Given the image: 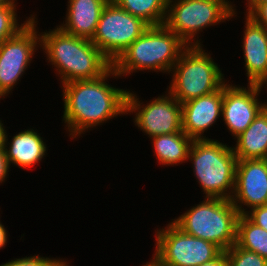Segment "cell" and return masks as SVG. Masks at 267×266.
<instances>
[{"label":"cell","mask_w":267,"mask_h":266,"mask_svg":"<svg viewBox=\"0 0 267 266\" xmlns=\"http://www.w3.org/2000/svg\"><path fill=\"white\" fill-rule=\"evenodd\" d=\"M198 266H227V256L225 251H222L216 258L209 262H205Z\"/></svg>","instance_id":"cell-28"},{"label":"cell","mask_w":267,"mask_h":266,"mask_svg":"<svg viewBox=\"0 0 267 266\" xmlns=\"http://www.w3.org/2000/svg\"><path fill=\"white\" fill-rule=\"evenodd\" d=\"M111 78H121L113 67L99 78L60 85L64 107L62 121L70 141L110 119L126 115L128 89L108 84Z\"/></svg>","instance_id":"cell-1"},{"label":"cell","mask_w":267,"mask_h":266,"mask_svg":"<svg viewBox=\"0 0 267 266\" xmlns=\"http://www.w3.org/2000/svg\"><path fill=\"white\" fill-rule=\"evenodd\" d=\"M165 93L145 104L128 89L126 114L134 113V125L149 138L182 131L181 103L168 90Z\"/></svg>","instance_id":"cell-11"},{"label":"cell","mask_w":267,"mask_h":266,"mask_svg":"<svg viewBox=\"0 0 267 266\" xmlns=\"http://www.w3.org/2000/svg\"><path fill=\"white\" fill-rule=\"evenodd\" d=\"M16 4H18V2L15 1V0H0V7H4V6H18Z\"/></svg>","instance_id":"cell-32"},{"label":"cell","mask_w":267,"mask_h":266,"mask_svg":"<svg viewBox=\"0 0 267 266\" xmlns=\"http://www.w3.org/2000/svg\"><path fill=\"white\" fill-rule=\"evenodd\" d=\"M10 165L8 163L7 157L5 155V151L0 148V185L5 183L7 178L9 177Z\"/></svg>","instance_id":"cell-27"},{"label":"cell","mask_w":267,"mask_h":266,"mask_svg":"<svg viewBox=\"0 0 267 266\" xmlns=\"http://www.w3.org/2000/svg\"><path fill=\"white\" fill-rule=\"evenodd\" d=\"M248 16L267 30V2L259 4Z\"/></svg>","instance_id":"cell-26"},{"label":"cell","mask_w":267,"mask_h":266,"mask_svg":"<svg viewBox=\"0 0 267 266\" xmlns=\"http://www.w3.org/2000/svg\"><path fill=\"white\" fill-rule=\"evenodd\" d=\"M155 229V249L151 257L159 266H198L216 258L222 250L214 243L196 238L172 221Z\"/></svg>","instance_id":"cell-8"},{"label":"cell","mask_w":267,"mask_h":266,"mask_svg":"<svg viewBox=\"0 0 267 266\" xmlns=\"http://www.w3.org/2000/svg\"><path fill=\"white\" fill-rule=\"evenodd\" d=\"M230 200L240 215L267 205V159L238 160Z\"/></svg>","instance_id":"cell-13"},{"label":"cell","mask_w":267,"mask_h":266,"mask_svg":"<svg viewBox=\"0 0 267 266\" xmlns=\"http://www.w3.org/2000/svg\"><path fill=\"white\" fill-rule=\"evenodd\" d=\"M4 125L5 124L2 123V119H0V148L3 147L5 131L7 130Z\"/></svg>","instance_id":"cell-31"},{"label":"cell","mask_w":267,"mask_h":266,"mask_svg":"<svg viewBox=\"0 0 267 266\" xmlns=\"http://www.w3.org/2000/svg\"><path fill=\"white\" fill-rule=\"evenodd\" d=\"M265 85V86H264ZM261 89L265 88L267 89V77L264 79V81L260 84ZM267 92V91H266ZM267 101V100H266Z\"/></svg>","instance_id":"cell-34"},{"label":"cell","mask_w":267,"mask_h":266,"mask_svg":"<svg viewBox=\"0 0 267 266\" xmlns=\"http://www.w3.org/2000/svg\"><path fill=\"white\" fill-rule=\"evenodd\" d=\"M203 47L187 46L170 71L172 80L166 89L181 104L217 91L227 82L220 65Z\"/></svg>","instance_id":"cell-6"},{"label":"cell","mask_w":267,"mask_h":266,"mask_svg":"<svg viewBox=\"0 0 267 266\" xmlns=\"http://www.w3.org/2000/svg\"><path fill=\"white\" fill-rule=\"evenodd\" d=\"M1 217V216H0ZM8 231L0 219V250L5 248L8 239Z\"/></svg>","instance_id":"cell-29"},{"label":"cell","mask_w":267,"mask_h":266,"mask_svg":"<svg viewBox=\"0 0 267 266\" xmlns=\"http://www.w3.org/2000/svg\"><path fill=\"white\" fill-rule=\"evenodd\" d=\"M246 216L257 226L267 231V205L253 208Z\"/></svg>","instance_id":"cell-25"},{"label":"cell","mask_w":267,"mask_h":266,"mask_svg":"<svg viewBox=\"0 0 267 266\" xmlns=\"http://www.w3.org/2000/svg\"><path fill=\"white\" fill-rule=\"evenodd\" d=\"M233 3L230 0H168L164 25L187 46L203 45L199 39L203 29L237 17Z\"/></svg>","instance_id":"cell-7"},{"label":"cell","mask_w":267,"mask_h":266,"mask_svg":"<svg viewBox=\"0 0 267 266\" xmlns=\"http://www.w3.org/2000/svg\"><path fill=\"white\" fill-rule=\"evenodd\" d=\"M65 261V258H50L43 257L42 255L25 256L22 258H15L9 260L6 263H2L0 266H60Z\"/></svg>","instance_id":"cell-24"},{"label":"cell","mask_w":267,"mask_h":266,"mask_svg":"<svg viewBox=\"0 0 267 266\" xmlns=\"http://www.w3.org/2000/svg\"><path fill=\"white\" fill-rule=\"evenodd\" d=\"M150 140L159 165L174 167L188 162V153L193 139L183 131L163 134Z\"/></svg>","instance_id":"cell-19"},{"label":"cell","mask_w":267,"mask_h":266,"mask_svg":"<svg viewBox=\"0 0 267 266\" xmlns=\"http://www.w3.org/2000/svg\"><path fill=\"white\" fill-rule=\"evenodd\" d=\"M187 45L165 25L149 26L112 64L120 77L148 71L170 74Z\"/></svg>","instance_id":"cell-3"},{"label":"cell","mask_w":267,"mask_h":266,"mask_svg":"<svg viewBox=\"0 0 267 266\" xmlns=\"http://www.w3.org/2000/svg\"><path fill=\"white\" fill-rule=\"evenodd\" d=\"M39 34L40 50L46 56V62L54 67L60 85L99 78L112 67L89 39L70 35L58 26Z\"/></svg>","instance_id":"cell-2"},{"label":"cell","mask_w":267,"mask_h":266,"mask_svg":"<svg viewBox=\"0 0 267 266\" xmlns=\"http://www.w3.org/2000/svg\"><path fill=\"white\" fill-rule=\"evenodd\" d=\"M109 1L68 0L65 20L57 26L70 35L91 40L102 11Z\"/></svg>","instance_id":"cell-17"},{"label":"cell","mask_w":267,"mask_h":266,"mask_svg":"<svg viewBox=\"0 0 267 266\" xmlns=\"http://www.w3.org/2000/svg\"><path fill=\"white\" fill-rule=\"evenodd\" d=\"M149 25L110 0L102 11L90 40L113 64Z\"/></svg>","instance_id":"cell-9"},{"label":"cell","mask_w":267,"mask_h":266,"mask_svg":"<svg viewBox=\"0 0 267 266\" xmlns=\"http://www.w3.org/2000/svg\"><path fill=\"white\" fill-rule=\"evenodd\" d=\"M234 141L238 160L267 159V105Z\"/></svg>","instance_id":"cell-18"},{"label":"cell","mask_w":267,"mask_h":266,"mask_svg":"<svg viewBox=\"0 0 267 266\" xmlns=\"http://www.w3.org/2000/svg\"><path fill=\"white\" fill-rule=\"evenodd\" d=\"M68 260L65 259V261L60 266H70V262H67Z\"/></svg>","instance_id":"cell-35"},{"label":"cell","mask_w":267,"mask_h":266,"mask_svg":"<svg viewBox=\"0 0 267 266\" xmlns=\"http://www.w3.org/2000/svg\"><path fill=\"white\" fill-rule=\"evenodd\" d=\"M239 211L229 199L208 198L171 221L183 232L226 251L236 243Z\"/></svg>","instance_id":"cell-5"},{"label":"cell","mask_w":267,"mask_h":266,"mask_svg":"<svg viewBox=\"0 0 267 266\" xmlns=\"http://www.w3.org/2000/svg\"><path fill=\"white\" fill-rule=\"evenodd\" d=\"M229 83L228 80L223 85L222 117L225 127L235 139L266 107L267 101L259 98L263 91L260 84L247 83V87H244Z\"/></svg>","instance_id":"cell-12"},{"label":"cell","mask_w":267,"mask_h":266,"mask_svg":"<svg viewBox=\"0 0 267 266\" xmlns=\"http://www.w3.org/2000/svg\"><path fill=\"white\" fill-rule=\"evenodd\" d=\"M142 266H159L154 260L150 259V261L146 262V264H142Z\"/></svg>","instance_id":"cell-33"},{"label":"cell","mask_w":267,"mask_h":266,"mask_svg":"<svg viewBox=\"0 0 267 266\" xmlns=\"http://www.w3.org/2000/svg\"><path fill=\"white\" fill-rule=\"evenodd\" d=\"M17 8L18 6L0 7V44L16 35L33 17V14H31L29 17H26L23 23L19 24V19L21 18L17 15V10H19Z\"/></svg>","instance_id":"cell-22"},{"label":"cell","mask_w":267,"mask_h":266,"mask_svg":"<svg viewBox=\"0 0 267 266\" xmlns=\"http://www.w3.org/2000/svg\"><path fill=\"white\" fill-rule=\"evenodd\" d=\"M36 16L33 12L32 19L24 28L0 44V100L12 93L30 67L36 50L40 49Z\"/></svg>","instance_id":"cell-10"},{"label":"cell","mask_w":267,"mask_h":266,"mask_svg":"<svg viewBox=\"0 0 267 266\" xmlns=\"http://www.w3.org/2000/svg\"><path fill=\"white\" fill-rule=\"evenodd\" d=\"M36 128H29L14 134L10 141L5 131L3 149L10 168L12 166L20 169H29L40 163L47 154L46 140L41 137ZM12 164V166H11Z\"/></svg>","instance_id":"cell-16"},{"label":"cell","mask_w":267,"mask_h":266,"mask_svg":"<svg viewBox=\"0 0 267 266\" xmlns=\"http://www.w3.org/2000/svg\"><path fill=\"white\" fill-rule=\"evenodd\" d=\"M236 244L267 259V231L253 223L246 215H240L238 218Z\"/></svg>","instance_id":"cell-21"},{"label":"cell","mask_w":267,"mask_h":266,"mask_svg":"<svg viewBox=\"0 0 267 266\" xmlns=\"http://www.w3.org/2000/svg\"><path fill=\"white\" fill-rule=\"evenodd\" d=\"M222 101L223 86L210 94L182 103V131L193 140L209 139L204 132L222 117Z\"/></svg>","instance_id":"cell-14"},{"label":"cell","mask_w":267,"mask_h":266,"mask_svg":"<svg viewBox=\"0 0 267 266\" xmlns=\"http://www.w3.org/2000/svg\"><path fill=\"white\" fill-rule=\"evenodd\" d=\"M267 2V0H246V15H249L259 4Z\"/></svg>","instance_id":"cell-30"},{"label":"cell","mask_w":267,"mask_h":266,"mask_svg":"<svg viewBox=\"0 0 267 266\" xmlns=\"http://www.w3.org/2000/svg\"><path fill=\"white\" fill-rule=\"evenodd\" d=\"M134 17L149 26L164 25L168 0H112Z\"/></svg>","instance_id":"cell-20"},{"label":"cell","mask_w":267,"mask_h":266,"mask_svg":"<svg viewBox=\"0 0 267 266\" xmlns=\"http://www.w3.org/2000/svg\"><path fill=\"white\" fill-rule=\"evenodd\" d=\"M227 266H267V259L256 252L239 247L236 243L225 251Z\"/></svg>","instance_id":"cell-23"},{"label":"cell","mask_w":267,"mask_h":266,"mask_svg":"<svg viewBox=\"0 0 267 266\" xmlns=\"http://www.w3.org/2000/svg\"><path fill=\"white\" fill-rule=\"evenodd\" d=\"M188 161L204 197L231 199L238 162L232 146L211 138L193 140Z\"/></svg>","instance_id":"cell-4"},{"label":"cell","mask_w":267,"mask_h":266,"mask_svg":"<svg viewBox=\"0 0 267 266\" xmlns=\"http://www.w3.org/2000/svg\"><path fill=\"white\" fill-rule=\"evenodd\" d=\"M242 38L244 67L248 84H261L267 77V30L245 14Z\"/></svg>","instance_id":"cell-15"}]
</instances>
